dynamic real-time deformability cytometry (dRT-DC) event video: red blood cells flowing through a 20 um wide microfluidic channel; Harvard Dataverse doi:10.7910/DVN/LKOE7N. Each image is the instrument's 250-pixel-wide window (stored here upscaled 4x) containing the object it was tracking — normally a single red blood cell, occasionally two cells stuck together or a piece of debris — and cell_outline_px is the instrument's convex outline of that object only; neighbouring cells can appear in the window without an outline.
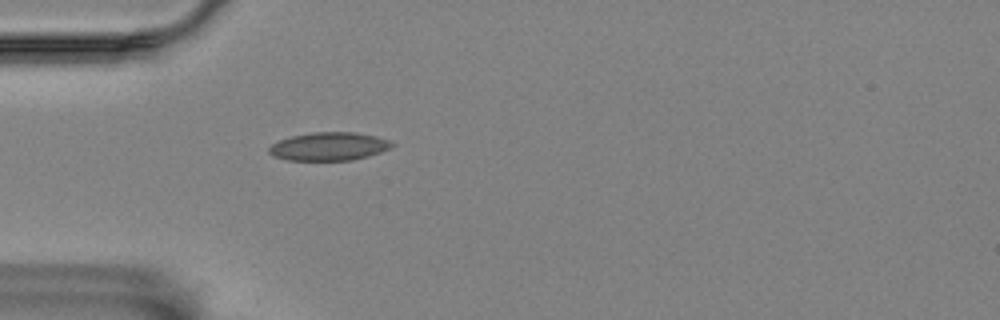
{"species": "Egyptian fruit bat (a non-hibernating species)", "species_latin": "Rousettus aegyptiacus", "temperature_condition": "room temperature", "stored_images_in_passage": 41, "camera_frame_rate_fps": 3000, "um_per_image_px": 0.085, "animal": {"sex": "female"}, "frame": {"image": 1, "passage_image": 1, "time_ms": 0.0, "image_size_px": [1000, 320], "cell_outline_px": [[396, 144], [380, 152], [368, 156], [352, 160], [288, 160], [272, 156], [268, 152], [268, 148], [272, 144], [280, 140], [292, 136], [312, 132], [356, 132], [376, 136], [388, 140]], "centroid_in_image_um": [27.95, 12.44], "position_along_channel_um": 57.1, "area_um2": 20.17}}
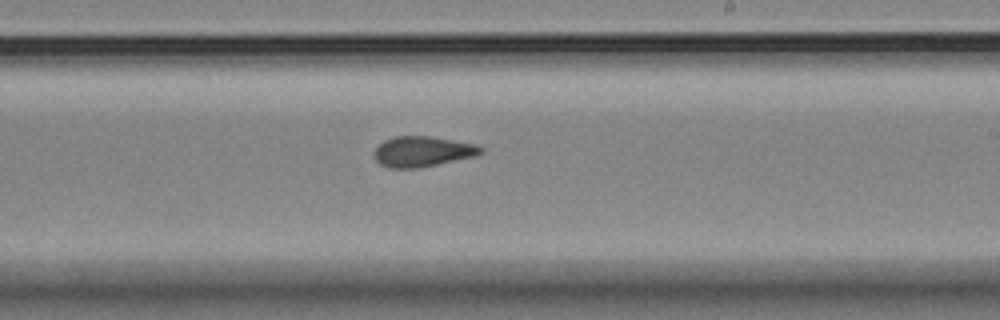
{"frame": {"image": 2, "passage_image": 18, "time_ms": 5.667, "image_size_px": [1000, 320], "cell_outline_px": [[484, 152], [476, 156], [420, 168], [388, 168], [380, 164], [376, 160], [372, 152], [384, 140], [392, 136], [428, 136], [476, 144], [484, 148]], "centroid_in_image_um": [35.91, 12.88], "position_along_channel_um": 253.1, "area_um2": 19.07}}
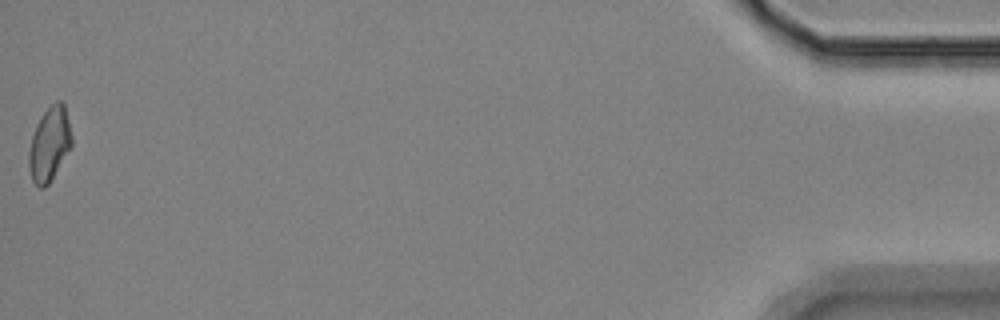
{"frame": {"image": 3, "passage_image": 41, "time_ms": 13.333, "image_size_px": [1000, 320], "cell_outline_px": [[72, 144], [48, 184], [44, 188], [40, 188], [32, 180], [28, 168], [28, 152], [32, 136], [36, 124], [40, 116], [56, 100], [64, 100], [72, 136]], "centroid_in_image_um": [4.19, 12.21], "position_along_channel_um": 431.0, "area_um2": 18.44}, "authors_computed_cell_mechanics": {"area_um2": 18.785, "velocity_mm_per_s": 3.5292, "shape_relaxation_time_tau1_ms": null, "shape_relaxation_time_tau2_ms": 1.7887, "deformation_change_tau1": null, "deformation_change_tau2": 0.0708}}